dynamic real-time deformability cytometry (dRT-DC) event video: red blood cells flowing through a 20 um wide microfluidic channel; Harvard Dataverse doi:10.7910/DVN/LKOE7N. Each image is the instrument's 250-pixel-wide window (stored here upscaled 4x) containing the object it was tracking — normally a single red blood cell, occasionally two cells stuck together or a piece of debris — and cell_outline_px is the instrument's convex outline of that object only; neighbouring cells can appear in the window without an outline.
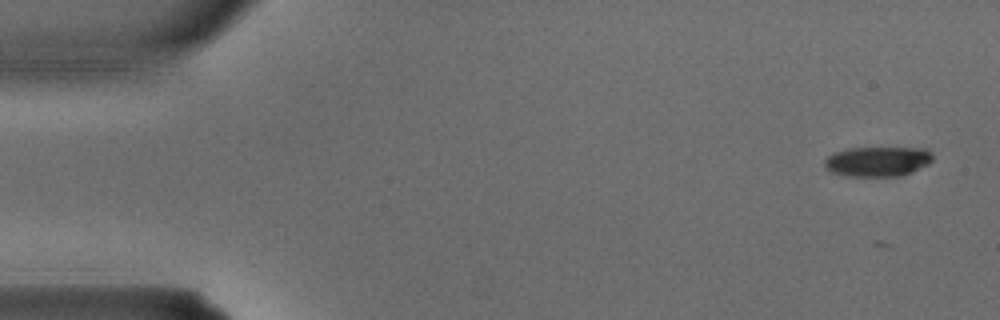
{"species": "common noctule bat (a hibernating species)", "species_latin": "Nyctalus noctula", "temperature_condition": "warm", "stored_images_in_passage": 5, "camera_frame_rate_fps": 3000, "um_per_image_px": 0.085, "animal": {"sex": "male", "body_mass_g": 15.6}, "frame": {"image": 1, "passage_image": 1, "time_ms": 0.0, "image_size_px": [1000, 320], "cell_outline_px": [[932, 160], [928, 164], [912, 172], [900, 176], [848, 176], [832, 172], [824, 164], [824, 160], [832, 152], [848, 148], [928, 148], [932, 152]], "centroid_in_image_um": [74.61, 13.71], "position_along_channel_um": 10.4, "area_um2": 18.9}}